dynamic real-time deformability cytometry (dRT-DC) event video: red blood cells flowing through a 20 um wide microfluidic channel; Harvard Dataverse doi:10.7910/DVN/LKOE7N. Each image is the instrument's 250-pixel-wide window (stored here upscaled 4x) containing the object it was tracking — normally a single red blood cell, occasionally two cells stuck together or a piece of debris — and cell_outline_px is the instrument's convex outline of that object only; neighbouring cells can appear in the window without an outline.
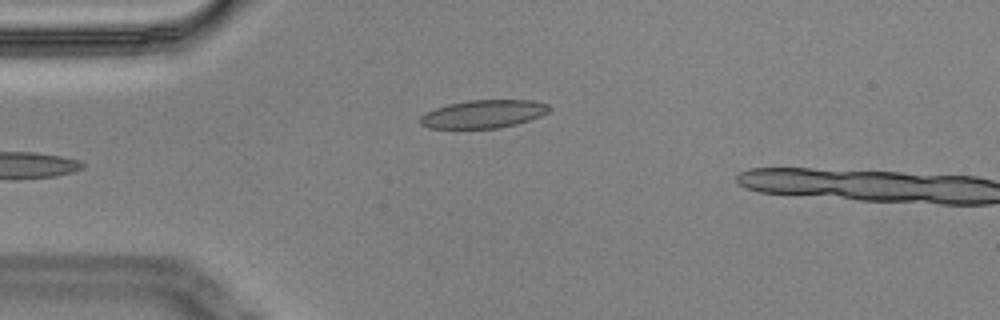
{"species": "Egyptian fruit bat (a non-hibernating species)", "species_latin": "Rousettus aegyptiacus", "temperature_condition": "cold", "stored_images_in_passage": 4, "camera_frame_rate_fps": 3000, "um_per_image_px": 0.085, "animal": {"sex": "male"}, "frame": {"image": 1, "passage_image": 4, "time_ms": 1.0, "image_size_px": [1000, 320], "cell_outline_px": [[552, 108], [548, 112], [540, 116], [516, 124], [500, 128], [428, 128], [420, 124], [420, 116], [436, 108], [448, 104], [468, 100], [532, 100], [548, 104]], "centroid_in_image_um": [41.11, 9.69], "position_along_channel_um": 43.9, "area_um2": 21.04}}